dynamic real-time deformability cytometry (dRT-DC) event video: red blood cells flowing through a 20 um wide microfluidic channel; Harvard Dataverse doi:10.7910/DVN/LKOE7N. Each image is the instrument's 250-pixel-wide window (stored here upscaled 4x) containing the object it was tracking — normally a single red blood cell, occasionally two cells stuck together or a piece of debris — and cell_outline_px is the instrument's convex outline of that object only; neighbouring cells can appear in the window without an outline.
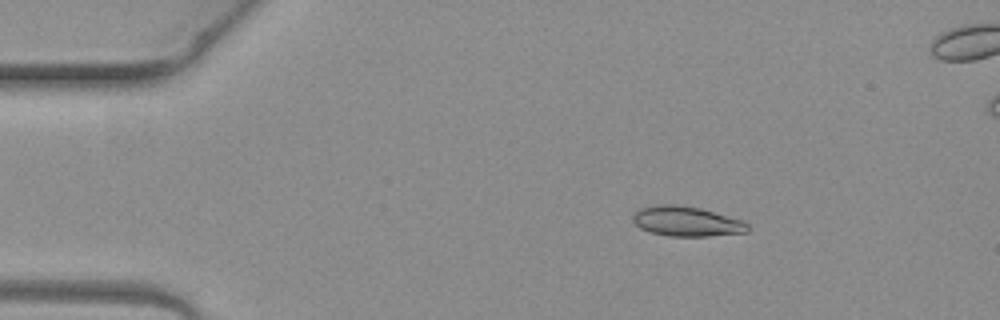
{"species": "common noctule bat (a hibernating species)", "species_latin": "Nyctalus noctula", "temperature_condition": "warm", "stored_images_in_passage": 6, "camera_frame_rate_fps": 3000, "um_per_image_px": 0.085, "animal": {"sex": "female", "body_mass_g": 19.3, "forearm_length_mm": 54.1}, "frame": {"image": 1, "passage_image": 3, "time_ms": 0.667, "image_size_px": [1000, 320], "cell_outline_px": [[748, 232], [708, 236], [668, 236], [648, 232], [640, 228], [632, 220], [632, 216], [640, 208], [656, 204], [676, 204], [700, 208], [744, 220], [748, 224]], "centroid_in_image_um": [58.35, 18.81], "position_along_channel_um": 26.7, "area_um2": 20.17}}